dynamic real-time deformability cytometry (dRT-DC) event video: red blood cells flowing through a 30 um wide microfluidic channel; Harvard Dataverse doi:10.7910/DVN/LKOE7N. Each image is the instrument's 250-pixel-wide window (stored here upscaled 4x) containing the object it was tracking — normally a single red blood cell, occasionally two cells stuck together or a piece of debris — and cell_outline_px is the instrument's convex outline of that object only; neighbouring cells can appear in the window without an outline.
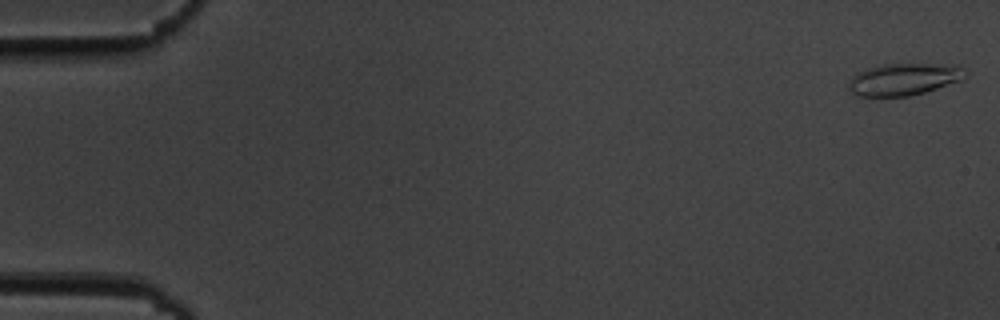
{"species": "common noctule bat (a hibernating species)", "species_latin": "Nyctalus noctula", "temperature_condition": "cold", "stored_images_in_passage": 55, "camera_frame_rate_fps": 3000, "um_per_image_px": 0.085, "animal": {"sex": "male", "body_mass_g": 19.5, "forearm_length_mm": 54.6}, "frame": {"image": 1, "passage_image": 1, "time_ms": 0.0, "image_size_px": [1000, 320], "cell_outline_px": [[968, 72], [960, 80], [924, 92], [908, 96], [856, 96], [848, 88], [848, 84], [852, 76], [868, 68], [884, 64], [928, 64], [960, 68]], "centroid_in_image_um": [76.74, 6.75], "position_along_channel_um": 8.3, "area_um2": 21.1}}
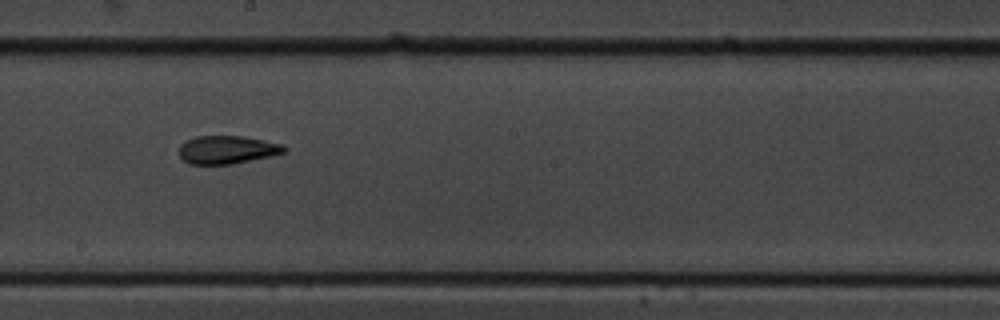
{"frame": {"image": 2, "passage_image": 31, "time_ms": 10.0, "image_size_px": [1000, 320], "cell_outline_px": [[288, 148], [284, 152], [272, 156], [232, 164], [188, 164], [180, 156], [180, 144], [196, 136], [244, 136], [284, 144]], "centroid_in_image_um": [19.34, 12.72], "position_along_channel_um": 228.9, "area_um2": 17.28}}
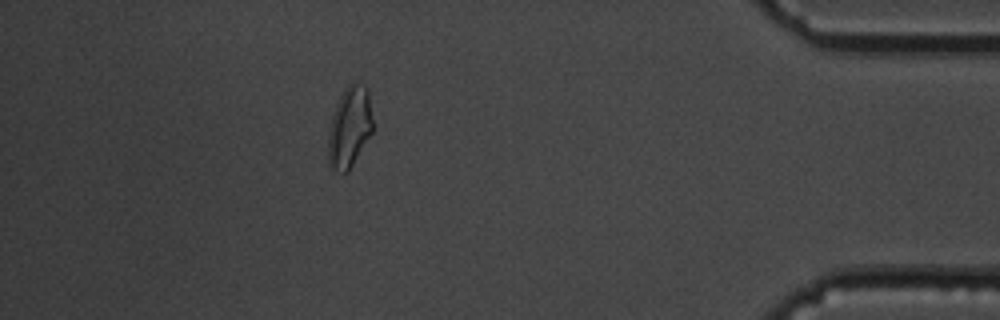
{"frame": {"image": 3, "passage_image": 49, "time_ms": 16.0, "image_size_px": [1000, 320], "cell_outline_px": [[372, 132], [348, 172], [344, 172], [328, 168], [328, 132], [332, 116], [336, 104], [344, 88], [352, 80], [356, 80], [364, 84], [368, 88], [372, 120]], "centroid_in_image_um": [29.7, 10.76], "position_along_channel_um": 405.5, "area_um2": 21.27}, "authors_computed_cell_mechanics": {"area_um2": 18.1492, "velocity_mm_per_s": 3.67, "shape_relaxation_time_tau1_ms": 7.3895, "shape_relaxation_time_tau2_ms": 2.5794, "deformation_change_tau1": 0.1873, "deformation_change_tau2": 0.1023}}